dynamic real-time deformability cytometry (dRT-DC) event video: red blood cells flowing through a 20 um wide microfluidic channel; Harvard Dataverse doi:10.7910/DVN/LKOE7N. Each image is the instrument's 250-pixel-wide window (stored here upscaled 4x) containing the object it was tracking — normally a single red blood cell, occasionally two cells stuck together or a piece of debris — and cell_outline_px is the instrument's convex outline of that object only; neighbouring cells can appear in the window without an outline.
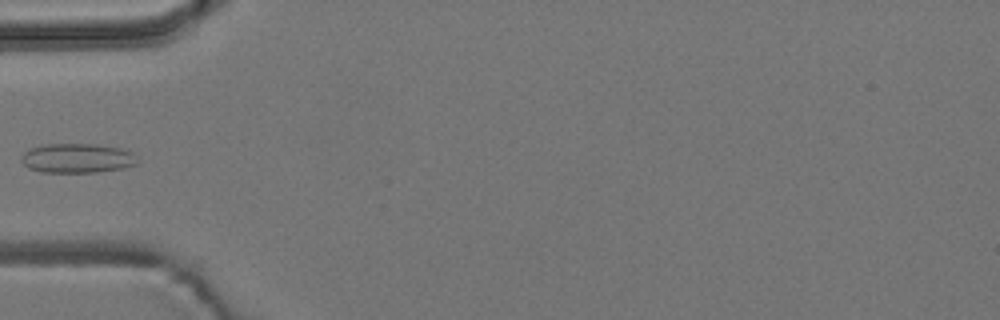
{"species": "common noctule bat (a hibernating species)", "species_latin": "Nyctalus noctula", "temperature_condition": "room temperature", "stored_images_in_passage": 4, "camera_frame_rate_fps": 3000, "um_per_image_px": 0.085, "animal": {"sex": "male", "body_mass_g": 19.2, "forearm_length_mm": 51.8}, "frame": {"image": 1, "passage_image": 4, "time_ms": 1.0, "image_size_px": [1000, 320], "cell_outline_px": [[136, 164], [120, 168], [96, 172], [44, 172], [28, 168], [20, 160], [20, 156], [28, 148], [40, 144], [96, 144], [120, 148], [132, 152]], "centroid_in_image_um": [6.47, 13.43], "position_along_channel_um": 78.5, "area_um2": 19.83}}